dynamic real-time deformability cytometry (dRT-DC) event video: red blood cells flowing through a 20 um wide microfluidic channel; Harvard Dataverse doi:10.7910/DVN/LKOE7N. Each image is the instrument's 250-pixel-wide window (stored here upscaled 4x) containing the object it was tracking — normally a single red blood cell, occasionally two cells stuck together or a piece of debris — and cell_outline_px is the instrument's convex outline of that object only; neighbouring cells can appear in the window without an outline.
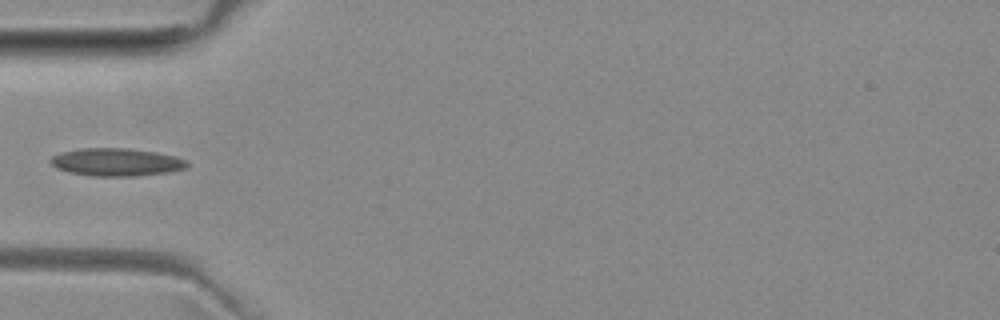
{"species": "common noctule bat (a hibernating species)", "species_latin": "Nyctalus noctula", "temperature_condition": "room temperature", "stored_images_in_passage": 6, "camera_frame_rate_fps": 3000, "um_per_image_px": 0.085, "animal": {"sex": "female", "body_mass_g": 29.2, "forearm_length_mm": 56.3}, "frame": {"image": 1, "passage_image": 4, "time_ms": 4.667, "image_size_px": [1000, 320], "cell_outline_px": [[188, 168], [168, 172], [132, 176], [92, 176], [68, 172], [56, 168], [48, 160], [52, 156], [60, 152], [80, 148], [128, 148], [156, 152], [176, 156], [188, 160]], "centroid_in_image_um": [9.89, 13.77], "position_along_channel_um": 75.1, "area_um2": 22.31}}
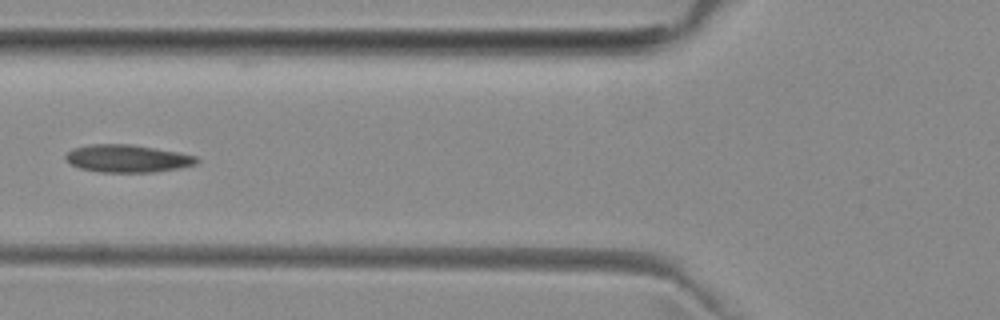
{"frame": {"image": 2, "passage_image": 5, "time_ms": 5.667, "image_size_px": [1000, 320], "cell_outline_px": [[200, 160], [196, 164], [156, 172], [100, 172], [80, 168], [72, 164], [64, 156], [72, 148], [92, 144], [128, 144], [180, 152], [196, 156]], "centroid_in_image_um": [10.84, 13.47], "position_along_channel_um": 115.0, "area_um2": 20.92}}
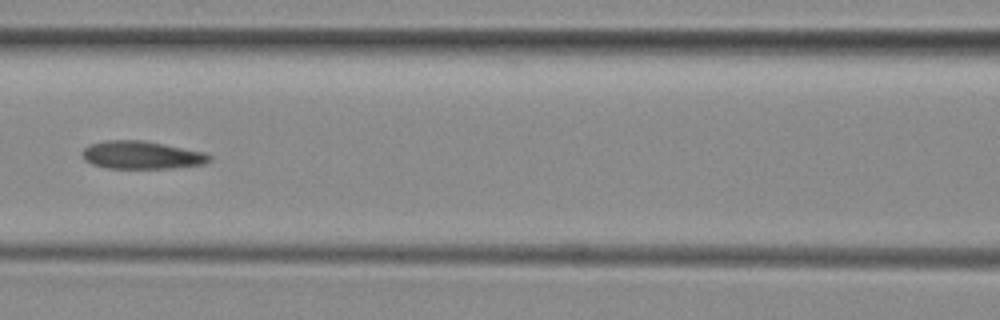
{"frame": {"image": 3, "passage_image": 6, "time_ms": 6.667, "image_size_px": [1000, 320], "cell_outline_px": [[212, 160], [204, 164], [168, 168], [108, 168], [92, 164], [84, 160], [80, 152], [88, 144], [104, 140], [144, 140], [204, 152], [212, 156]], "centroid_in_image_um": [12.0, 13.17], "position_along_channel_um": 154.6, "area_um2": 20.81}}